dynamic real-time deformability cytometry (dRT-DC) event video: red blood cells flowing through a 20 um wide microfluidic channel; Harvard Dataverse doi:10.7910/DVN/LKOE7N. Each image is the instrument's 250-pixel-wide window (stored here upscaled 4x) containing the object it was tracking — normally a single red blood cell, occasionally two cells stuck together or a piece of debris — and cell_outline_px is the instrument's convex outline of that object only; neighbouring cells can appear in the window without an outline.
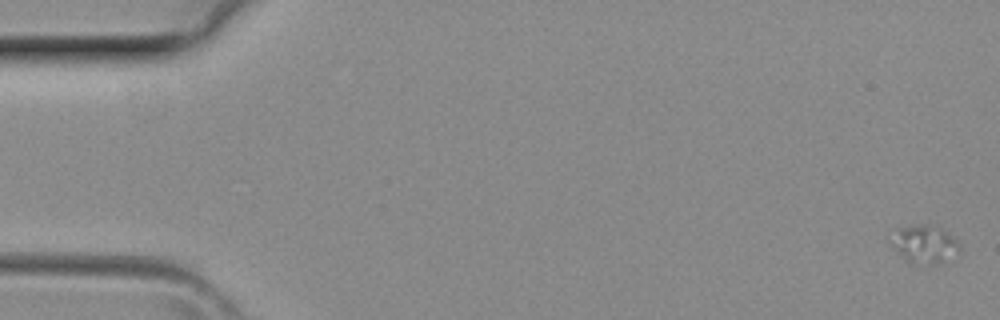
{"species": "common noctule bat (a hibernating species)", "species_latin": "Nyctalus noctula", "temperature_condition": "room temperature", "stored_images_in_passage": 5, "camera_frame_rate_fps": 3000, "um_per_image_px": 0.085, "animal": {"sex": "female", "body_mass_g": 29.2, "forearm_length_mm": 56.3}, "frame": {"image": 1, "passage_image": 1, "time_ms": 0.0, "image_size_px": [1000, 320], "cell_outline_px": [[960, 256], [936, 264], [908, 260], [900, 256], [888, 240], [896, 228], [928, 224], [936, 224], [948, 232], [960, 244]], "centroid_in_image_um": [78.63, 20.72], "position_along_channel_um": 6.4, "area_um2": 15.37}}